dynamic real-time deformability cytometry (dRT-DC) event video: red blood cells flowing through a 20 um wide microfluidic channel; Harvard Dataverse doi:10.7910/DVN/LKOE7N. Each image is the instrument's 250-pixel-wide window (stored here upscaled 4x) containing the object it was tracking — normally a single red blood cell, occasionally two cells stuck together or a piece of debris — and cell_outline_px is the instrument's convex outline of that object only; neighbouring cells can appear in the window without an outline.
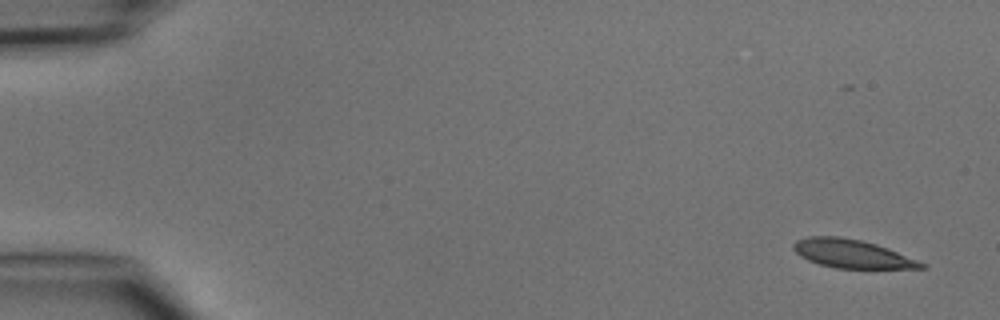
{"species": "common noctule bat (a hibernating species)", "species_latin": "Nyctalus noctula", "temperature_condition": "cold", "stored_images_in_passage": 6, "camera_frame_rate_fps": 3000, "um_per_image_px": 0.085, "animal": {"sex": "male", "body_mass_g": 15.6}, "frame": {"image": 1, "passage_image": 1, "time_ms": 0.0, "image_size_px": [1000, 320], "cell_outline_px": [[928, 268], [836, 268], [820, 264], [808, 260], [800, 256], [792, 248], [792, 244], [796, 240], [808, 236], [840, 236], [860, 240], [876, 244], [888, 248], [928, 264]], "centroid_in_image_um": [72.42, 21.56], "position_along_channel_um": 12.6, "area_um2": 21.21}}